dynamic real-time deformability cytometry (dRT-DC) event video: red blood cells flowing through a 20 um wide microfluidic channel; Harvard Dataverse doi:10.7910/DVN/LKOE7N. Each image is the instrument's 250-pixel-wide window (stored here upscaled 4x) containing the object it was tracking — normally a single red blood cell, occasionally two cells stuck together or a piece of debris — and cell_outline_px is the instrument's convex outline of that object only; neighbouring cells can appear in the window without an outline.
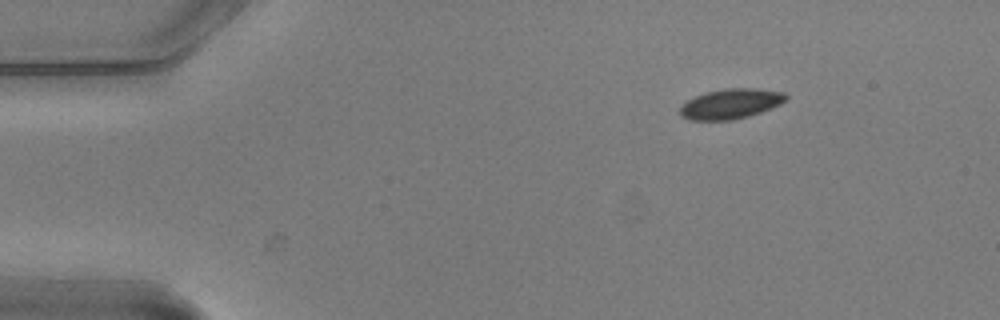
{"species": "common noctule bat (a hibernating species)", "species_latin": "Nyctalus noctula", "temperature_condition": "warm", "stored_images_in_passage": 8, "camera_frame_rate_fps": 3000, "um_per_image_px": 0.085, "animal": {"sex": "male", "body_mass_g": 20.5, "forearm_length_mm": 52.5}, "frame": {"image": 1, "passage_image": 1, "time_ms": 0.0, "image_size_px": [1000, 320], "cell_outline_px": [[788, 100], [780, 104], [760, 112], [748, 116], [732, 120], [692, 120], [680, 116], [680, 108], [688, 100], [696, 96], [708, 92], [724, 88], [756, 88], [784, 92], [788, 96]], "centroid_in_image_um": [62.14, 8.82], "position_along_channel_um": 22.9, "area_um2": 18.44}}
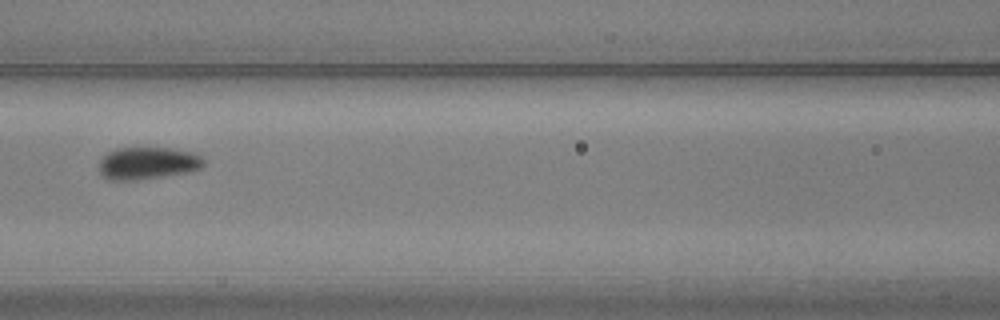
{"frame": {"image": 2, "passage_image": 5, "time_ms": 1.333, "image_size_px": [1000, 320], "cell_outline_px": [[204, 164], [200, 168], [188, 172], [136, 180], [108, 180], [100, 176], [100, 160], [108, 152], [116, 148], [172, 148], [192, 152], [200, 156], [204, 160]], "centroid_in_image_um": [12.52, 13.87], "position_along_channel_um": 154.1, "area_um2": 19.65}}
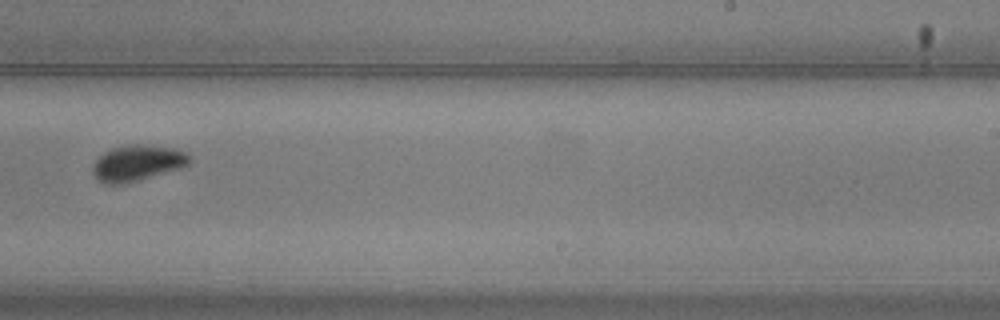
{"frame": {"image": 3, "passage_image": 8, "time_ms": 2.333, "image_size_px": [1000, 320], "cell_outline_px": [[192, 160], [188, 164], [180, 168], [136, 180], [120, 184], [104, 184], [92, 172], [92, 164], [104, 152], [112, 148], [132, 144], [140, 144], [172, 148], [188, 152], [192, 156]], "centroid_in_image_um": [11.69, 13.84], "position_along_channel_um": 277.3, "area_um2": 20.0}}